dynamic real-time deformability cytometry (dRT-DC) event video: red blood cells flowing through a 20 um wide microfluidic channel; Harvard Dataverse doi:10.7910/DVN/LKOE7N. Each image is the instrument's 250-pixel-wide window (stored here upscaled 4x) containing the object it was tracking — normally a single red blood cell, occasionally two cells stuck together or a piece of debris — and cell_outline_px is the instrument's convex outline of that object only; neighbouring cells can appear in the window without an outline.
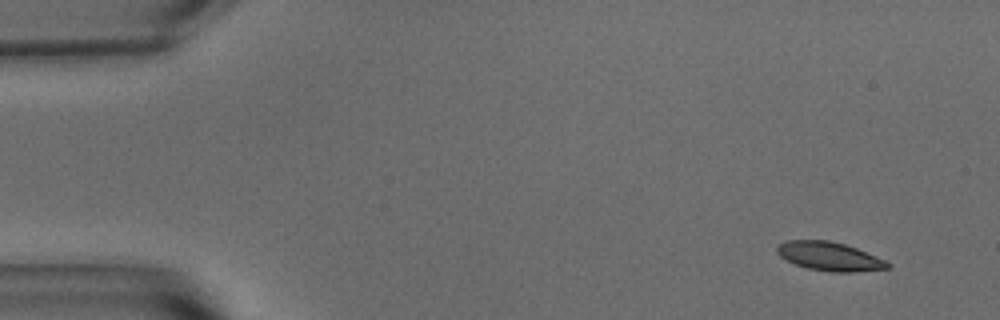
{"species": "common noctule bat (a hibernating species)", "species_latin": "Nyctalus noctula", "temperature_condition": "warm", "stored_images_in_passage": 51, "camera_frame_rate_fps": 3000, "um_per_image_px": 0.085, "animal": {"sex": "male", "body_mass_g": 15.6}, "frame": {"image": 1, "passage_image": 1, "time_ms": 0.0, "image_size_px": [1000, 320], "cell_outline_px": [[892, 264], [888, 268], [856, 272], [832, 272], [808, 268], [796, 264], [780, 256], [776, 252], [776, 248], [780, 244], [788, 240], [828, 240], [844, 244], [856, 248], [884, 260]], "centroid_in_image_um": [70.5, 21.79], "position_along_channel_um": 14.5, "area_um2": 18.26}}
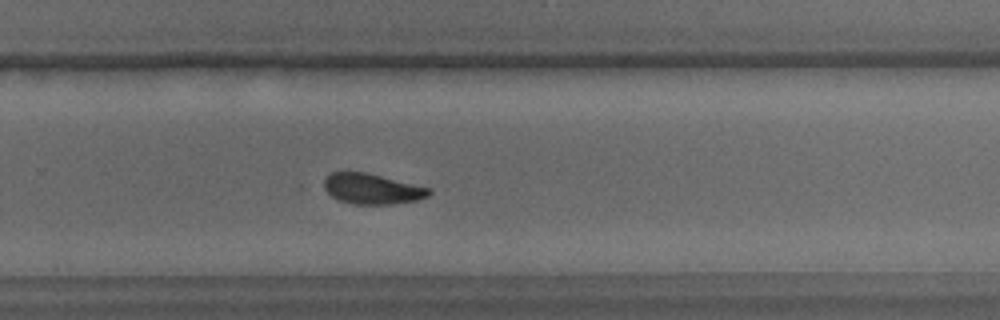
{"frame": {"image": 2, "passage_image": 33, "time_ms": 10.667, "image_size_px": [1000, 320], "cell_outline_px": [[432, 192], [428, 196], [416, 200], [392, 204], [352, 204], [340, 200], [332, 196], [324, 188], [324, 180], [332, 172], [368, 172], [432, 188]], "centroid_in_image_um": [31.67, 16.04], "position_along_channel_um": 298.1, "area_um2": 18.67}}
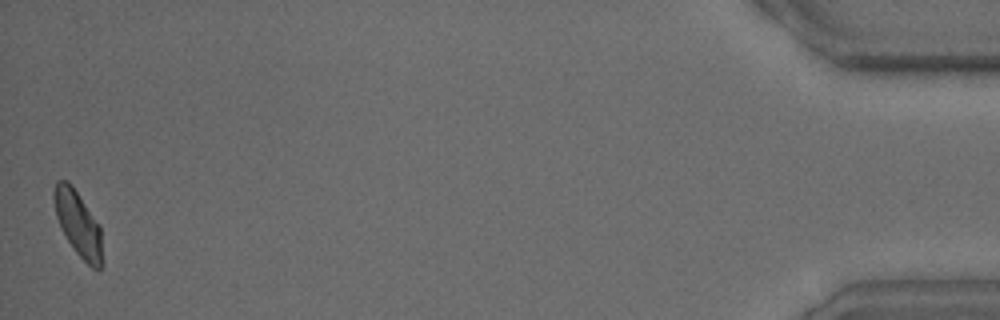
{"frame": {"image": 3, "passage_image": 51, "time_ms": 16.667, "image_size_px": [1000, 320], "cell_outline_px": [[104, 264], [100, 268], [92, 268], [76, 252], [60, 228], [56, 216], [52, 196], [52, 192], [56, 180], [68, 180], [100, 224]], "centroid_in_image_um": [6.65, 19.01], "position_along_channel_um": 428.6, "area_um2": 18.61}, "authors_computed_cell_mechanics": {"area_um2": 19.074, "velocity_mm_per_s": 3.7116, "shape_relaxation_time_tau1_ms": 6.4673, "shape_relaxation_time_tau2_ms": 2.8411, "deformation_change_tau1": 0.1485, "deformation_change_tau2": 0.0799}}